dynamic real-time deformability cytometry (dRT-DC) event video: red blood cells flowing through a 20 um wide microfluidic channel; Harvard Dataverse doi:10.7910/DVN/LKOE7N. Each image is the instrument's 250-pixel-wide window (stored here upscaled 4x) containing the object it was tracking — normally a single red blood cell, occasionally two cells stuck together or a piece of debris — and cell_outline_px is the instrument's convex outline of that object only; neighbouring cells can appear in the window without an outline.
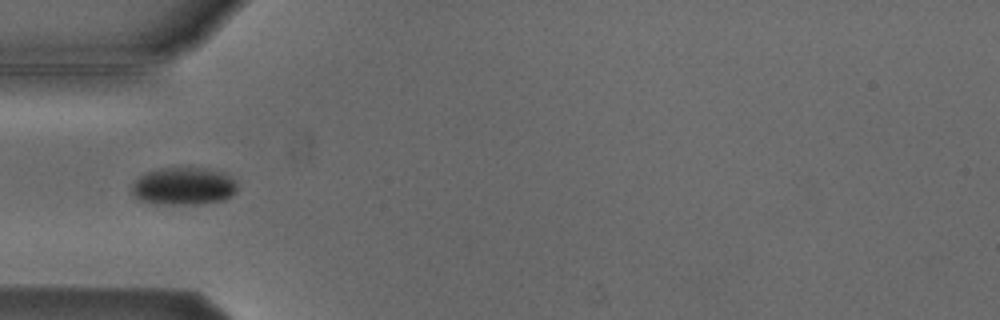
{"species": "Egyptian fruit bat (a non-hibernating species)", "species_latin": "Rousettus aegyptiacus", "temperature_condition": "cold", "stored_images_in_passage": 7, "camera_frame_rate_fps": 3000, "um_per_image_px": 0.085, "animal": {"sex": "male"}, "frame": {"image": 1, "passage_image": 5, "time_ms": 5.667, "image_size_px": [1000, 320], "cell_outline_px": [[236, 192], [232, 196], [224, 200], [200, 204], [152, 204], [140, 200], [132, 196], [132, 184], [140, 176], [148, 172], [160, 168], [204, 168], [224, 172], [236, 180]], "centroid_in_image_um": [15.62, 15.84], "position_along_channel_um": 69.4, "area_um2": 23.35}}
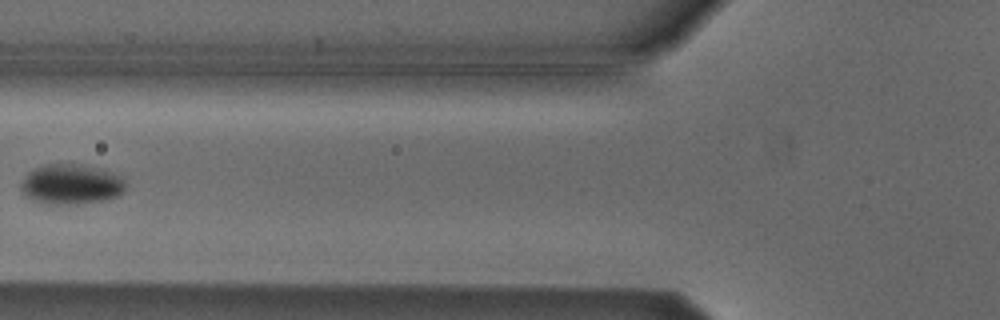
{"frame": {"image": 2, "passage_image": 6, "time_ms": 7.0, "image_size_px": [1000, 320], "cell_outline_px": [[124, 192], [116, 196], [104, 200], [76, 204], [44, 204], [32, 200], [24, 196], [20, 192], [20, 184], [24, 176], [28, 172], [44, 164], [80, 164], [96, 168], [120, 176], [124, 180]], "centroid_in_image_um": [5.97, 15.68], "position_along_channel_um": 119.8, "area_um2": 24.51}}
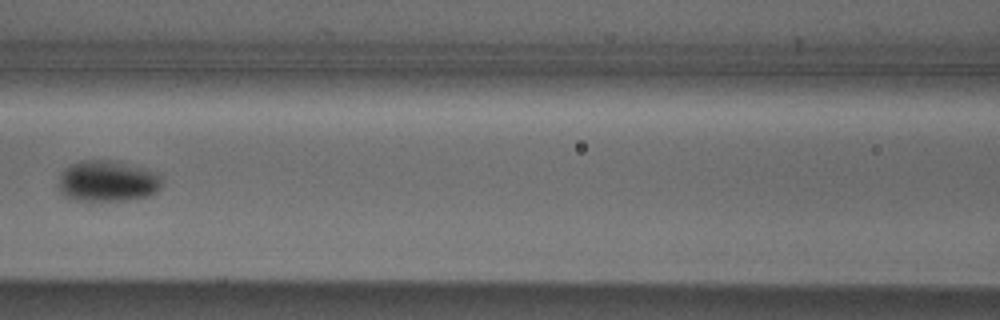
{"frame": {"image": 3, "passage_image": 7, "time_ms": 8.0, "image_size_px": [1000, 320], "cell_outline_px": [[164, 184], [152, 196], [128, 200], [76, 200], [64, 196], [60, 192], [60, 176], [64, 168], [80, 160], [112, 160], [140, 168], [152, 172], [160, 176]], "centroid_in_image_um": [9.15, 15.41], "position_along_channel_um": 157.5, "area_um2": 24.62}}